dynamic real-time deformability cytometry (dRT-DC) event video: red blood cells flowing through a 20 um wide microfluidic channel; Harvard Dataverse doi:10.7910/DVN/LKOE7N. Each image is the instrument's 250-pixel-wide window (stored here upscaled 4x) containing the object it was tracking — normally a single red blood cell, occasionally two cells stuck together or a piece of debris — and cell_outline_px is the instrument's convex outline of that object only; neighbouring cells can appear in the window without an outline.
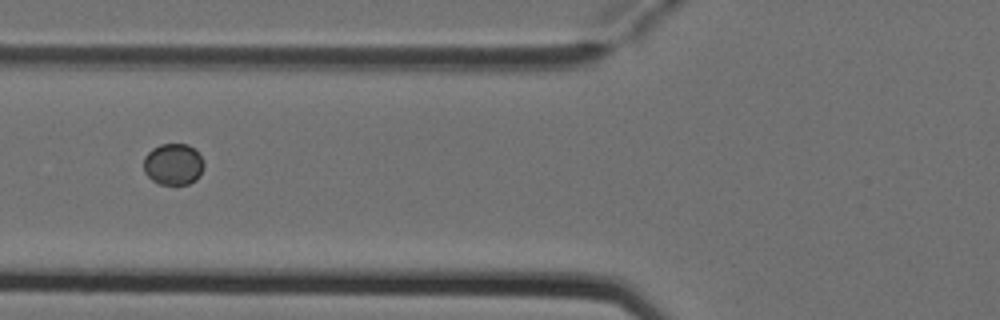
{"species": "Egyptian fruit bat (a non-hibernating species)", "species_latin": "Rousettus aegyptiacus", "temperature_condition": "cold", "stored_images_in_passage": 3, "camera_frame_rate_fps": 3000, "um_per_image_px": 0.085, "animal": {"sex": "female"}, "frame": {"image": 1, "passage_image": 3, "time_ms": 0.667, "image_size_px": [1000, 320], "cell_outline_px": [[204, 168], [200, 176], [196, 180], [188, 184], [160, 184], [152, 180], [144, 172], [144, 156], [152, 148], [160, 144], [188, 144], [196, 148], [204, 160]], "centroid_in_image_um": [14.76, 13.94], "position_along_channel_um": 111.0, "area_um2": 14.85}}